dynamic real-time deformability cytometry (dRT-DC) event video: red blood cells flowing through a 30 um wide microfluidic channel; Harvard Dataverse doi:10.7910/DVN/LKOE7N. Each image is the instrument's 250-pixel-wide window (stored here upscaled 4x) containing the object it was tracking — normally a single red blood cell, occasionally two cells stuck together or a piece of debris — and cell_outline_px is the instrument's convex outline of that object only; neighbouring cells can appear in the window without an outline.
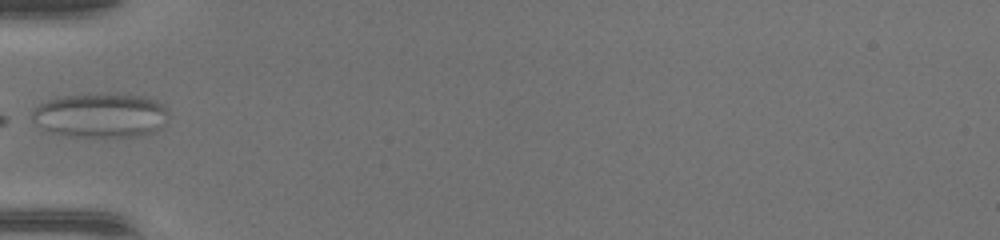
{"species": "common noctule bat (a hibernating species)", "species_latin": "Nyctalus noctula", "temperature_condition": "warm", "stored_images_in_passage": 5, "camera_frame_rate_fps": 3000, "um_per_image_px": 0.085, "animal": {"sex": "female", "body_mass_g": 17.0, "forearm_length_mm": 48.0}, "frame": {"image": 1, "passage_image": 1, "time_ms": 0.0, "image_size_px": [1000, 240], "cell_outline_px": [[168, 116], [164, 124], [160, 128], [144, 136], [64, 136], [52, 132], [36, 124], [32, 120], [32, 108], [56, 96], [100, 92], [120, 92], [144, 96], [156, 100], [164, 104], [168, 112]], "centroid_in_image_um": [8.57, 9.76], "position_along_channel_um": 76.4, "area_um2": 36.24}}